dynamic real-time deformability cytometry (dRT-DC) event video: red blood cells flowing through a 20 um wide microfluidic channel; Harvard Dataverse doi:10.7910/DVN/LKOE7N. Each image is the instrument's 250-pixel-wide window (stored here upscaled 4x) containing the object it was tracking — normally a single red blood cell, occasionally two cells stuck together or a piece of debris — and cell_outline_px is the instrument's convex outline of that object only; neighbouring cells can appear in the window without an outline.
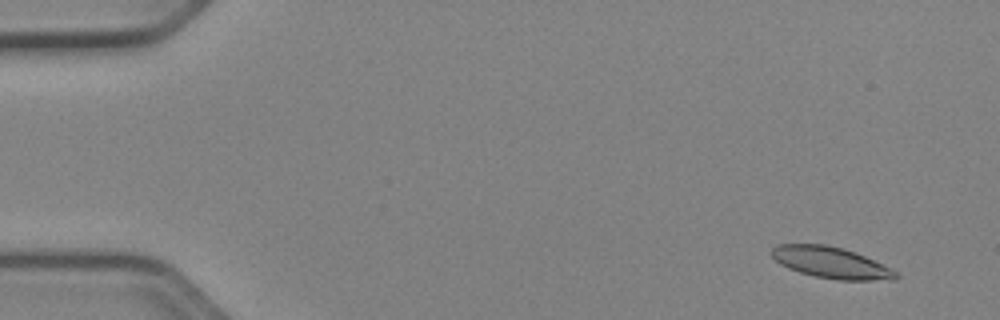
{"species": "Egyptian fruit bat (a non-hibernating species)", "species_latin": "Rousettus aegyptiacus", "temperature_condition": "cold", "stored_images_in_passage": 16, "camera_frame_rate_fps": 3000, "um_per_image_px": 0.085, "animal": {"sex": "female"}, "frame": {"image": 1, "passage_image": 4, "time_ms": 1.0, "image_size_px": [1000, 320], "cell_outline_px": [[900, 276], [896, 280], [836, 280], [816, 276], [800, 272], [788, 268], [780, 264], [772, 256], [772, 248], [776, 244], [824, 244], [844, 248], [856, 252], [900, 272]], "centroid_in_image_um": [70.69, 22.32], "position_along_channel_um": 14.3, "area_um2": 22.83}}
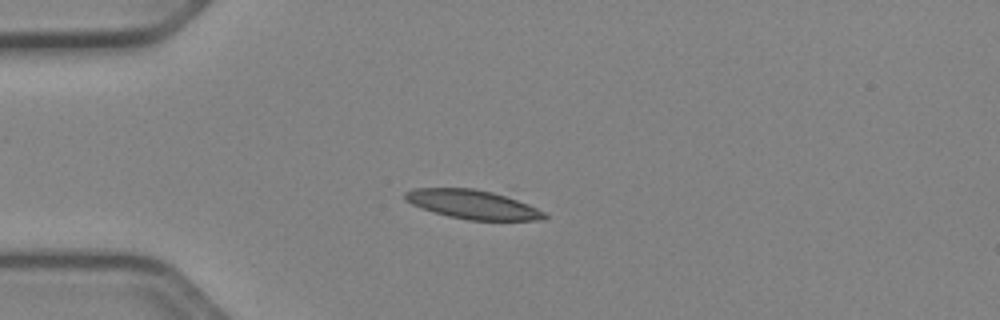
{"frame": {"image": 2, "passage_image": 14, "time_ms": 4.333, "image_size_px": [1000, 320], "cell_outline_px": [[548, 216], [544, 220], [468, 220], [448, 216], [412, 204], [404, 200], [404, 192], [412, 188], [476, 188], [492, 192], [528, 204], [544, 212]], "centroid_in_image_um": [40.16, 17.37], "position_along_channel_um": 44.8, "area_um2": 23.29}}